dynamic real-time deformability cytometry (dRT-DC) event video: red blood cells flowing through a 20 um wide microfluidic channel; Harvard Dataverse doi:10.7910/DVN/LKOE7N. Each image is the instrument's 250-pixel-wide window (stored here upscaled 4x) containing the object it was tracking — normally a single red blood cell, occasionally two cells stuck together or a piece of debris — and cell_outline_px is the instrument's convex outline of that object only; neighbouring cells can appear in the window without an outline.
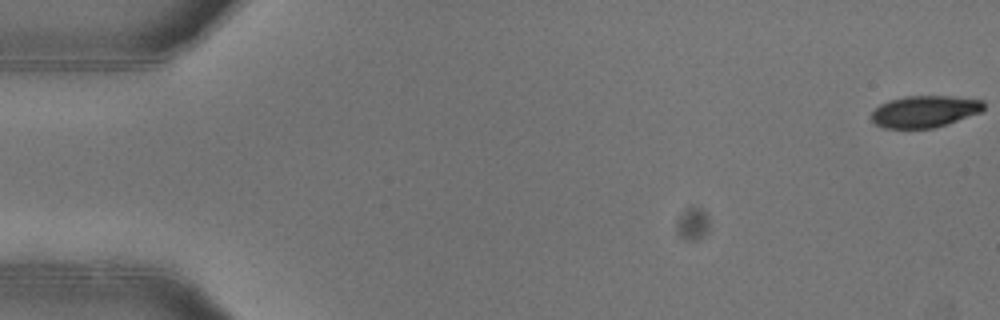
{"species": "common noctule bat (a hibernating species)", "species_latin": "Nyctalus noctula", "temperature_condition": "warm", "stored_images_in_passage": 8, "camera_frame_rate_fps": 3000, "um_per_image_px": 0.085, "animal": {"sex": "female"}, "frame": {"image": 1, "passage_image": 1, "time_ms": 0.0, "image_size_px": [1000, 320], "cell_outline_px": [[984, 108], [980, 112], [932, 128], [884, 128], [876, 124], [872, 120], [872, 112], [880, 104], [888, 100], [904, 96], [952, 96], [984, 100]], "centroid_in_image_um": [78.57, 9.46], "position_along_channel_um": 6.4, "area_um2": 20.58}}